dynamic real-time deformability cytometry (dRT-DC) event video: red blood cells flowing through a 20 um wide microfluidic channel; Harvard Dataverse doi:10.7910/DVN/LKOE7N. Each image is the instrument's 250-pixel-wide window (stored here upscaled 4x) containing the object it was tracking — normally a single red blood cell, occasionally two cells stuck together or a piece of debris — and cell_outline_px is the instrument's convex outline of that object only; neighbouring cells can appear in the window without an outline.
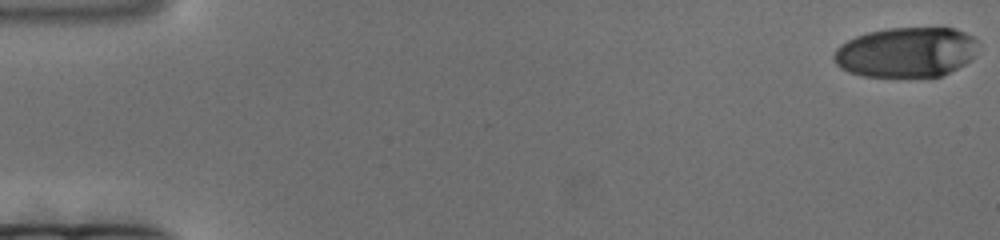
{"species": "human", "species_latin": "Homo sapiens", "temperature_condition": "cold", "stored_images_in_passage": 181, "camera_frame_rate_fps": 3000, "um_per_image_px": 0.085, "donor": {"sex": "female"}, "frame": {"image": 1, "passage_image": 1, "time_ms": 0.0, "image_size_px": [1000, 240], "cell_outline_px": [[976, 40], [972, 56], [964, 64], [940, 76], [864, 76], [848, 72], [840, 68], [836, 64], [832, 56], [836, 48], [840, 44], [856, 36], [868, 32], [888, 28], [952, 28], [964, 32], [972, 36]], "centroid_in_image_um": [76.95, 4.43], "position_along_channel_um": 8.0, "area_um2": 41.62}}
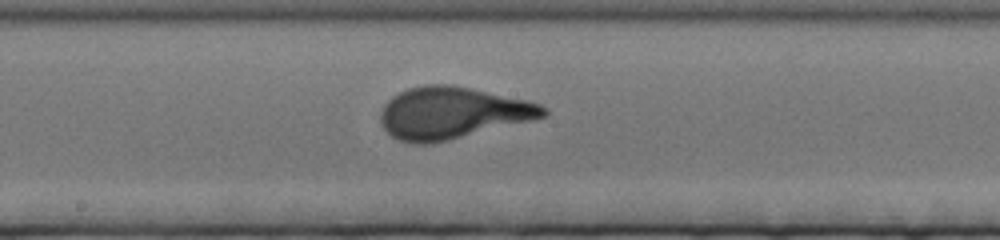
{"frame": {"image": 2, "passage_image": 97, "time_ms": 32.0, "image_size_px": [1000, 240], "cell_outline_px": [[548, 116], [532, 120], [432, 144], [412, 144], [400, 140], [392, 136], [380, 124], [380, 112], [384, 104], [392, 96], [408, 88], [424, 84], [452, 84], [472, 88], [528, 100], [540, 104], [548, 108]], "centroid_in_image_um": [38.44, 9.59], "position_along_channel_um": 209.8, "area_um2": 49.48}}
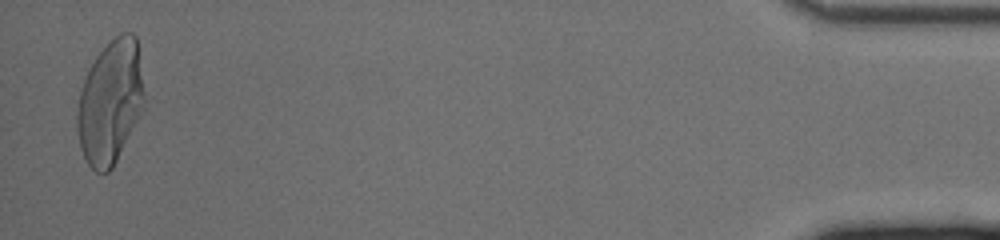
{"frame": {"image": 3, "passage_image": 177, "time_ms": 58.667, "image_size_px": [1000, 240], "cell_outline_px": [[144, 108], [112, 168], [108, 172], [96, 172], [84, 160], [80, 148], [76, 124], [76, 112], [80, 92], [88, 68], [96, 56], [120, 32], [132, 32], [136, 36], [144, 92]], "centroid_in_image_um": [9.36, 8.69], "position_along_channel_um": 425.8, "area_um2": 48.26}}